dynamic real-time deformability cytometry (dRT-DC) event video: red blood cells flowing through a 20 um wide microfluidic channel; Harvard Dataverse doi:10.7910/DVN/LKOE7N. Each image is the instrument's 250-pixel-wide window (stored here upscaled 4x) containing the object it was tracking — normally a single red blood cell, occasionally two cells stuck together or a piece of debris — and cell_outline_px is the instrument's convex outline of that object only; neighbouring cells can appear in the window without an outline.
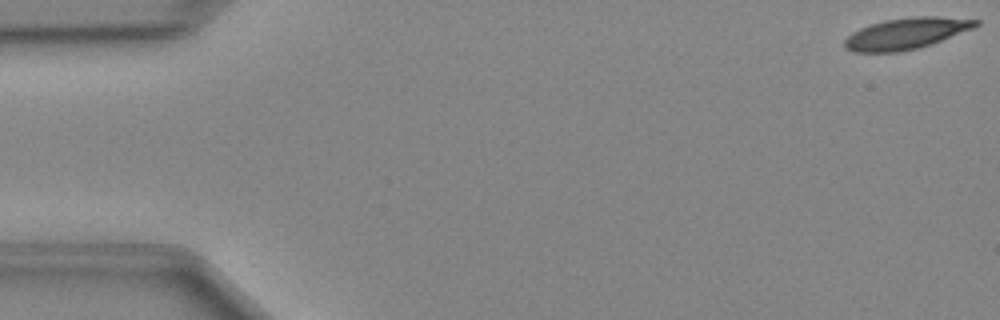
{"species": "Egyptian fruit bat (a non-hibernating species)", "species_latin": "Rousettus aegyptiacus", "temperature_condition": "cold", "stored_images_in_passage": 49, "camera_frame_rate_fps": 3000, "um_per_image_px": 0.085, "animal": {"sex": "female"}, "frame": {"image": 1, "passage_image": 1, "time_ms": 0.0, "image_size_px": [1000, 320], "cell_outline_px": [[980, 24], [972, 28], [932, 44], [920, 48], [900, 52], [852, 52], [844, 48], [844, 40], [852, 32], [860, 28], [884, 20], [912, 16], [936, 16], [980, 20]], "centroid_in_image_um": [77.0, 2.85], "position_along_channel_um": 8.0, "area_um2": 23.93}}
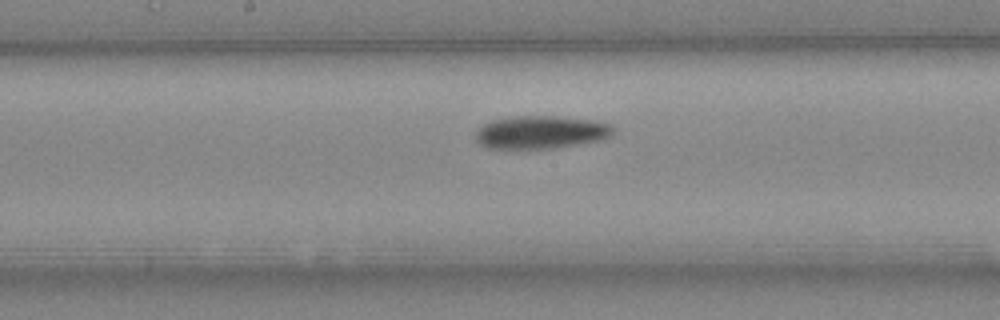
{"frame": {"image": 2, "passage_image": 25, "time_ms": 8.0, "image_size_px": [1000, 320], "cell_outline_px": [[612, 136], [600, 140], [556, 148], [488, 148], [480, 144], [476, 140], [476, 132], [484, 124], [492, 120], [512, 116], [552, 116], [596, 120], [608, 124], [612, 128]], "centroid_in_image_um": [45.97, 11.23], "position_along_channel_um": 202.2, "area_um2": 26.24}}
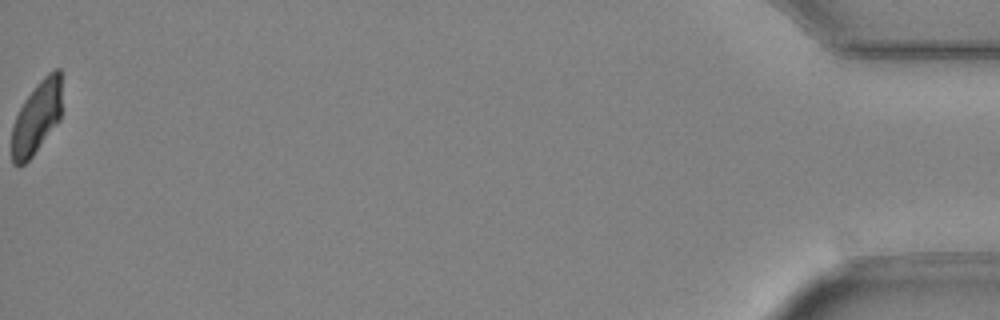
{"frame": {"image": 3, "passage_image": 49, "time_ms": 16.0, "image_size_px": [1000, 320], "cell_outline_px": [[60, 120], [32, 156], [20, 168], [12, 164], [12, 124], [24, 100], [36, 84], [48, 72], [56, 68], [60, 68]], "centroid_in_image_um": [3.09, 10.01], "position_along_channel_um": 432.1, "area_um2": 21.1}}